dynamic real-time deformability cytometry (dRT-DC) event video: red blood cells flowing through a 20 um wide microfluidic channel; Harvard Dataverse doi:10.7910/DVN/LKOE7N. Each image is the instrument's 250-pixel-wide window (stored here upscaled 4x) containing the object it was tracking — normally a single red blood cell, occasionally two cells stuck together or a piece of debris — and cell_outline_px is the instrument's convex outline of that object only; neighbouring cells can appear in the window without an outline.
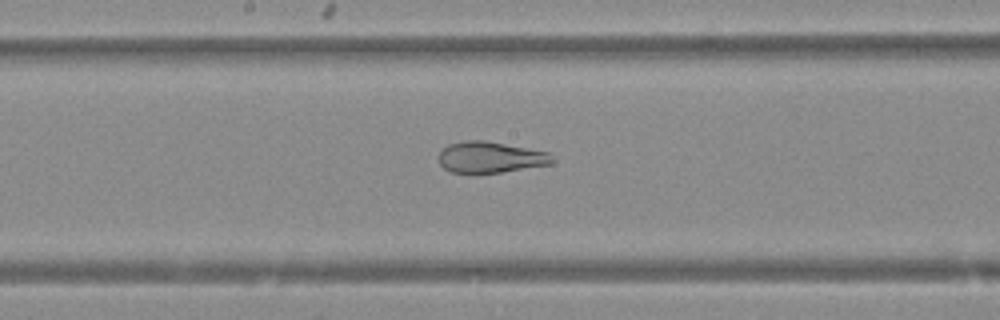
{"species": "Egyptian fruit bat (a non-hibernating species)", "species_latin": "Rousettus aegyptiacus", "temperature_condition": "warm", "stored_images_in_passage": 48, "camera_frame_rate_fps": 3000, "um_per_image_px": 0.085, "animal": {"sex": "female"}, "frame": {"image": 1, "passage_image": 25, "time_ms": 8.0, "image_size_px": [1000, 320], "cell_outline_px": [[556, 160], [552, 164], [500, 172], [452, 172], [444, 168], [440, 164], [436, 156], [448, 144], [464, 140], [484, 140], [548, 152]], "centroid_in_image_um": [41.67, 13.35], "position_along_channel_um": 206.5, "area_um2": 20.52}}
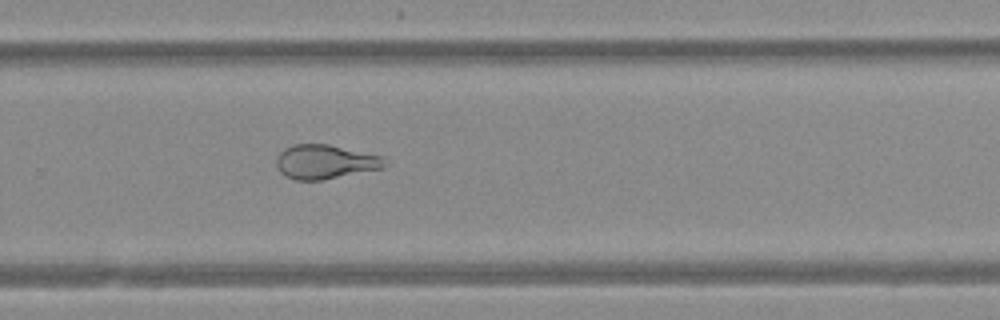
{"frame": {"image": 2, "passage_image": 32, "time_ms": 10.333, "image_size_px": [1000, 320], "cell_outline_px": [[388, 164], [384, 168], [320, 180], [296, 180], [280, 172], [276, 164], [276, 156], [284, 148], [292, 144], [328, 144], [380, 156]], "centroid_in_image_um": [27.61, 13.75], "position_along_channel_um": 302.2, "area_um2": 21.39}}
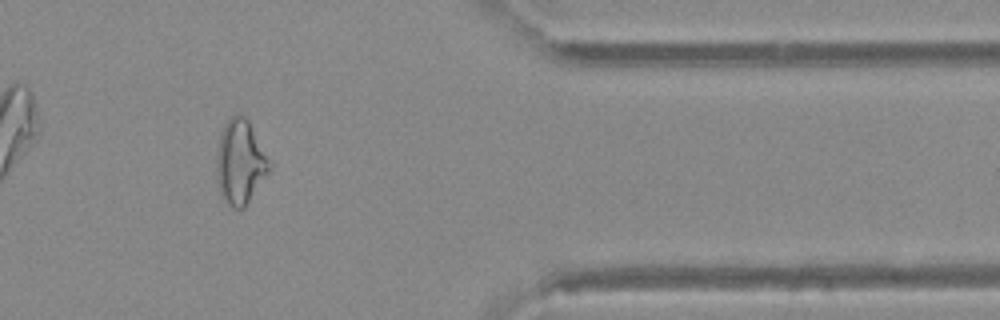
{"frame": {"image": 3, "passage_image": 40, "time_ms": 13.0, "image_size_px": [1000, 320], "cell_outline_px": [[272, 164], [268, 172], [244, 208], [232, 208], [224, 200], [220, 192], [216, 180], [216, 160], [220, 132], [224, 124], [236, 112], [244, 116], [248, 120]], "centroid_in_image_um": [20.39, 13.76], "position_along_channel_um": 391.0, "area_um2": 25.89}}